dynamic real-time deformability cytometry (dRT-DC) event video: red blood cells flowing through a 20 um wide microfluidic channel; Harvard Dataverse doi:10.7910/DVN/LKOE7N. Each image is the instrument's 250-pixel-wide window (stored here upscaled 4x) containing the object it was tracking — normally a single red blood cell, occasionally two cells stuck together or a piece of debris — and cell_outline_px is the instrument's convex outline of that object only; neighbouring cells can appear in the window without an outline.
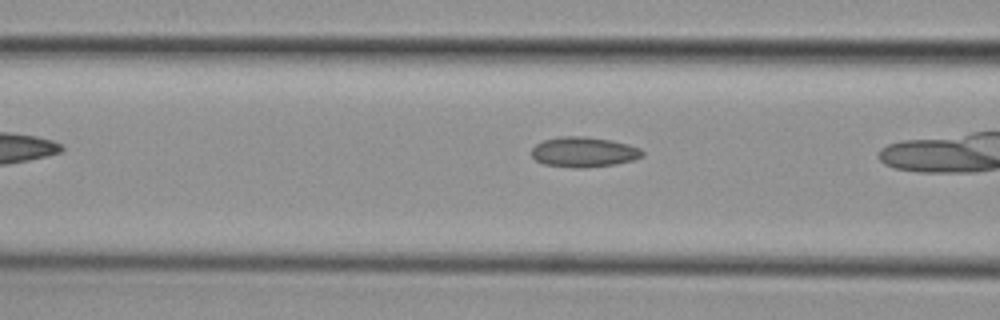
{"species": "common noctule bat (a hibernating species)", "species_latin": "Nyctalus noctula", "temperature_condition": "cold", "stored_images_in_passage": 26, "camera_frame_rate_fps": 3000, "um_per_image_px": 0.085, "animal": {"sex": "female", "body_mass_g": 29.2, "forearm_length_mm": 56.3}, "frame": {"image": 1, "passage_image": 5, "time_ms": 1.333, "image_size_px": [1000, 320], "cell_outline_px": [[644, 156], [632, 160], [616, 164], [584, 168], [572, 168], [544, 164], [536, 160], [532, 156], [532, 148], [536, 144], [544, 140], [560, 136], [584, 136], [612, 140], [628, 144], [640, 148], [644, 152]], "centroid_in_image_um": [49.63, 12.92], "position_along_channel_um": 117.0, "area_um2": 19.59}}
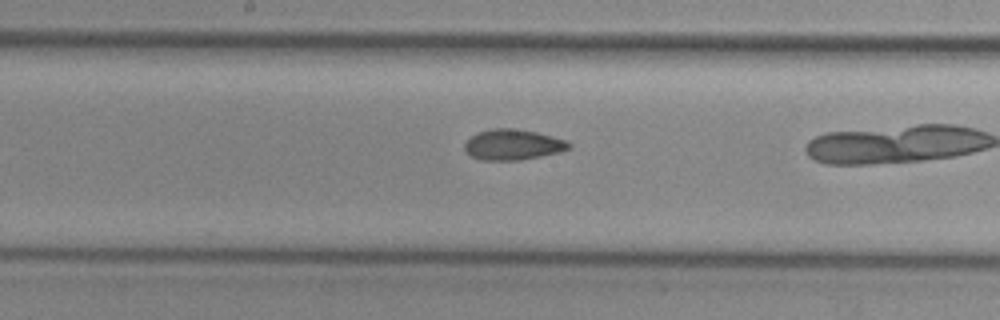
{"frame": {"image": 2, "passage_image": 12, "time_ms": 3.667, "image_size_px": [1000, 320], "cell_outline_px": [[572, 148], [560, 152], [520, 160], [480, 160], [472, 156], [464, 148], [464, 144], [476, 132], [492, 128], [512, 128], [536, 132], [568, 140], [572, 144]], "centroid_in_image_um": [43.63, 12.29], "position_along_channel_um": 204.6, "area_um2": 18.67}}
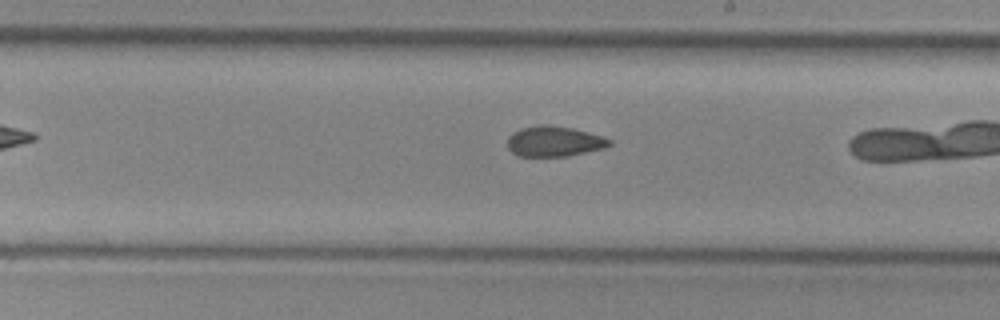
{"frame": {"image": 3, "passage_image": 15, "time_ms": 4.667, "image_size_px": [1000, 320], "cell_outline_px": [[612, 144], [604, 148], [568, 156], [516, 156], [508, 148], [508, 136], [512, 132], [520, 128], [540, 124], [548, 124], [572, 128], [604, 136], [612, 140]], "centroid_in_image_um": [47.1, 12.0], "position_along_channel_um": 241.9, "area_um2": 18.26}}